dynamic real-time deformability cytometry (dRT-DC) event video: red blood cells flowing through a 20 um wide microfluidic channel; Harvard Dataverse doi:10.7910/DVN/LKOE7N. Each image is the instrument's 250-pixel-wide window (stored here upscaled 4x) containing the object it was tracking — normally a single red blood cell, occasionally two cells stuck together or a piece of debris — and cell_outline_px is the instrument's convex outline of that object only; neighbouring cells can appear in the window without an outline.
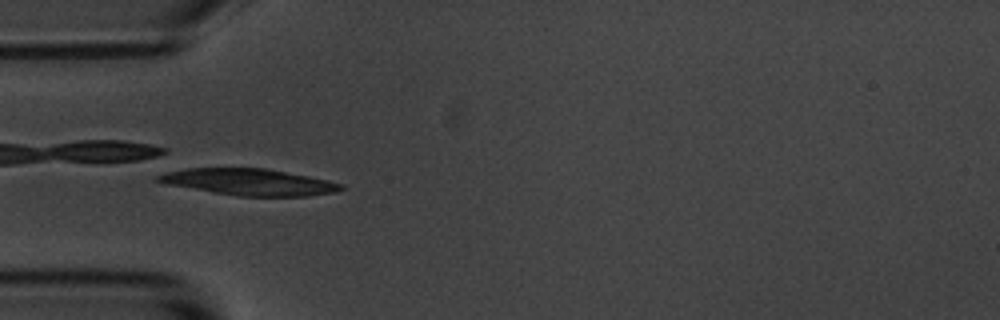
{"species": "common noctule bat (a hibernating species)", "species_latin": "Nyctalus noctula", "temperature_condition": "room temperature", "stored_images_in_passage": 54, "camera_frame_rate_fps": 3000, "um_per_image_px": 0.085, "animal": {"sex": "male", "body_mass_g": 20.1, "forearm_length_mm": 53.5}, "frame": {"image": 1, "passage_image": 16, "time_ms": 5.0, "image_size_px": [1000, 320], "cell_outline_px": [[344, 188], [336, 192], [308, 196], [240, 196], [164, 184], [152, 180], [156, 176], [168, 172], [188, 168], [264, 168], [308, 176], [328, 180], [344, 184]], "centroid_in_image_um": [21.17, 15.47], "position_along_channel_um": 63.8, "area_um2": 28.15}}
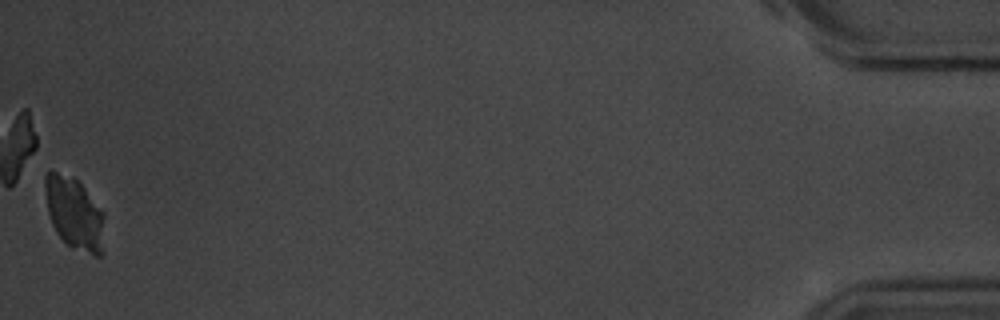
{"frame": {"image": 2, "passage_image": 54, "time_ms": 17.667, "image_size_px": [1000, 320], "cell_outline_px": [[104, 252], [100, 256], [96, 256], [72, 248], [56, 232], [52, 224], [48, 212], [44, 184], [44, 176], [48, 172], [56, 172], [72, 176], [84, 188], [104, 212]], "centroid_in_image_um": [6.35, 18.17], "position_along_channel_um": 428.9, "area_um2": 25.03}, "authors_computed_cell_mechanics": {"area_um2": 28.1775, "velocity_mm_per_s": 3.6346, "shape_relaxation_time_tau1_ms": 6.8732, "shape_relaxation_time_tau2_ms": null, "deformation_change_tau1": 0.0695, "deformation_change_tau2": null}}